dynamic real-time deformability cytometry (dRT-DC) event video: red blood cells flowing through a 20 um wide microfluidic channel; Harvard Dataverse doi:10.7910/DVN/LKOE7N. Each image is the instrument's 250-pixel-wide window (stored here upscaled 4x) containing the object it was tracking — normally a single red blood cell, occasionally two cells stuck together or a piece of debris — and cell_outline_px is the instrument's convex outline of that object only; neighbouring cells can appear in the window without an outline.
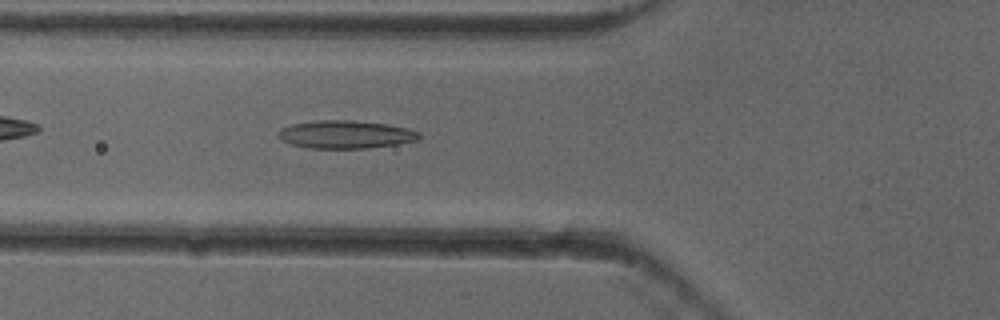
{"species": "common noctule bat (a hibernating species)", "species_latin": "Nyctalus noctula", "temperature_condition": "cold", "stored_images_in_passage": 39, "camera_frame_rate_fps": 3000, "um_per_image_px": 0.085, "animal": {"sex": "female"}, "frame": {"image": 1, "passage_image": 6, "time_ms": 1.667, "image_size_px": [1000, 320], "cell_outline_px": [[420, 136], [416, 140], [396, 144], [368, 148], [308, 148], [292, 144], [276, 136], [276, 132], [280, 128], [292, 124], [316, 120], [348, 120], [388, 124], [420, 132]], "centroid_in_image_um": [29.32, 11.42], "position_along_channel_um": 96.5, "area_um2": 22.83}}
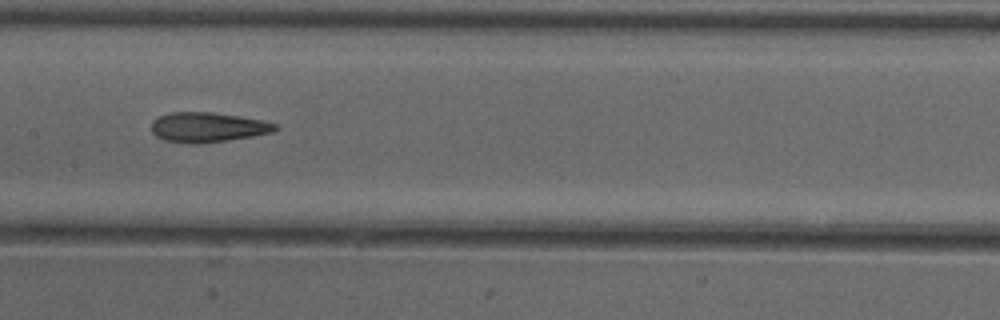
{"frame": {"image": 2, "passage_image": 13, "time_ms": 4.0, "image_size_px": [1000, 320], "cell_outline_px": [[280, 128], [272, 132], [252, 136], [224, 140], [192, 144], [164, 140], [156, 136], [152, 132], [152, 120], [160, 116], [172, 112], [212, 112], [240, 116], [260, 120], [276, 124]], "centroid_in_image_um": [17.64, 10.81], "position_along_channel_um": 189.8, "area_um2": 21.27}}
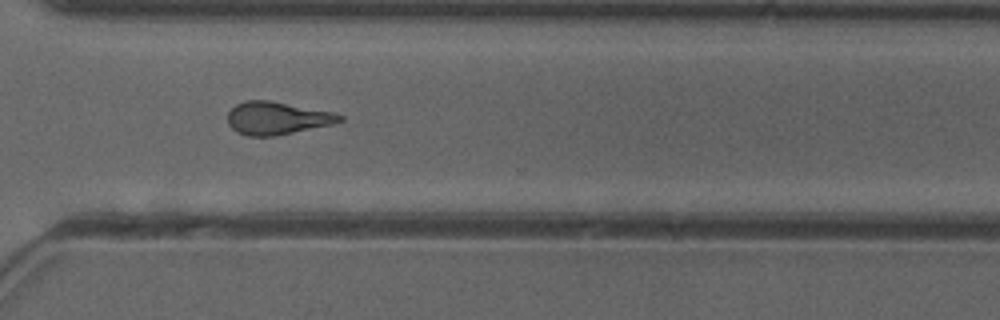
{"frame": {"image": 3, "passage_image": 25, "time_ms": 8.0, "image_size_px": [1000, 320], "cell_outline_px": [[344, 120], [332, 124], [276, 136], [248, 136], [236, 132], [228, 124], [228, 112], [236, 104], [244, 100], [268, 100], [332, 112], [344, 116]], "centroid_in_image_um": [23.52, 10.05], "position_along_channel_um": 347.1, "area_um2": 21.33}, "authors_computed_cell_mechanics": {"area_um2": 21.097, "velocity_mm_per_s": 3.9531, "shape_relaxation_time_tau1_ms": 8.4386, "shape_relaxation_time_tau2_ms": 2.7094, "deformation_change_tau1": 0.2404, "deformation_change_tau2": 0.137}}